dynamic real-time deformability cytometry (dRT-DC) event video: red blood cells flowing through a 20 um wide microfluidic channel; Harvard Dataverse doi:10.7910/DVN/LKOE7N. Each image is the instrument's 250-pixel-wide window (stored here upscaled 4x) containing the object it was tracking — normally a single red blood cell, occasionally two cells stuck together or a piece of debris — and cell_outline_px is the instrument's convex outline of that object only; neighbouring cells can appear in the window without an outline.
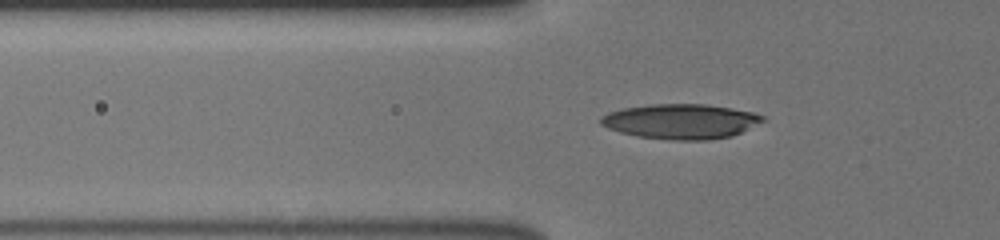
{"species": "human", "species_latin": "Homo sapiens", "temperature_condition": "cold", "stored_images_in_passage": 47, "camera_frame_rate_fps": 3000, "um_per_image_px": 0.085, "donor": {"sex": "male"}, "frame": {"image": 1, "passage_image": 15, "time_ms": 4.667, "image_size_px": [1000, 240], "cell_outline_px": [[768, 120], [732, 136], [708, 140], [676, 140], [636, 136], [620, 132], [608, 128], [600, 124], [600, 116], [608, 112], [624, 108], [652, 104], [704, 104], [732, 108], [752, 112], [764, 116]], "centroid_in_image_um": [57.89, 10.32], "position_along_channel_um": 67.9, "area_um2": 33.06}}
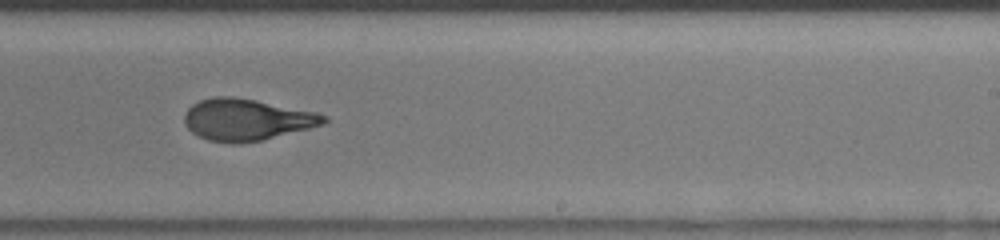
{"frame": {"image": 2, "passage_image": 31, "time_ms": 10.0, "image_size_px": [1000, 240], "cell_outline_px": [[328, 120], [324, 124], [264, 140], [236, 144], [232, 144], [208, 140], [192, 132], [184, 124], [184, 116], [188, 108], [192, 104], [200, 100], [212, 96], [232, 96], [256, 100], [316, 112], [328, 116]], "centroid_in_image_um": [20.96, 10.17], "position_along_channel_um": 268.0, "area_um2": 33.99}}
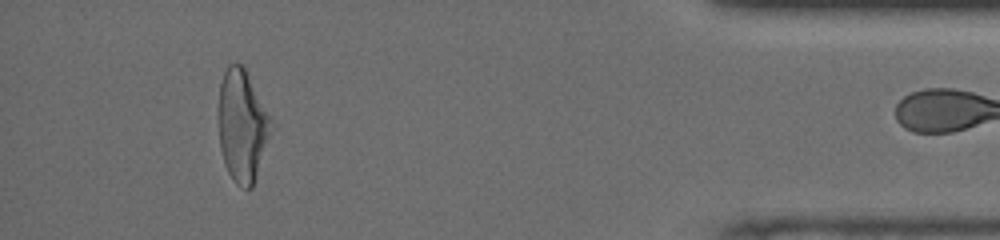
{"frame": {"image": 3, "passage_image": 46, "time_ms": 15.0, "image_size_px": [1000, 240], "cell_outline_px": [[268, 136], [252, 188], [240, 188], [236, 184], [228, 172], [224, 164], [220, 148], [220, 84], [224, 72], [228, 64], [240, 64], [244, 68], [268, 116]], "centroid_in_image_um": [20.53, 10.73], "position_along_channel_um": 414.7, "area_um2": 32.43}}